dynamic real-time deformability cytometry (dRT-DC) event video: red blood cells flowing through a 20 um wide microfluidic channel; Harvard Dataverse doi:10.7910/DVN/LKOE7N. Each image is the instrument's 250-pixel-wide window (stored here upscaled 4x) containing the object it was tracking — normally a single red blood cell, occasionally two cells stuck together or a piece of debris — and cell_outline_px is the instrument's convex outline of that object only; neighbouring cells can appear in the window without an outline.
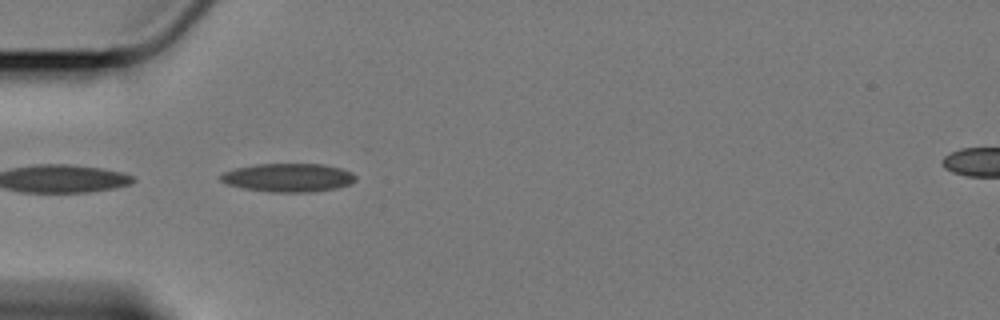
{"species": "Egyptian fruit bat (a non-hibernating species)", "species_latin": "Rousettus aegyptiacus", "temperature_condition": "cold", "stored_images_in_passage": 15, "camera_frame_rate_fps": 3000, "um_per_image_px": 0.085, "animal": {"sex": "female"}, "frame": {"image": 1, "passage_image": 1, "time_ms": 0.0, "image_size_px": [1000, 320], "cell_outline_px": [[356, 180], [348, 184], [336, 188], [308, 192], [272, 192], [244, 188], [228, 184], [220, 180], [220, 176], [224, 172], [236, 168], [256, 164], [324, 164], [340, 168], [352, 172], [356, 176]], "centroid_in_image_um": [24.51, 15.09], "position_along_channel_um": 60.5, "area_um2": 22.2}}
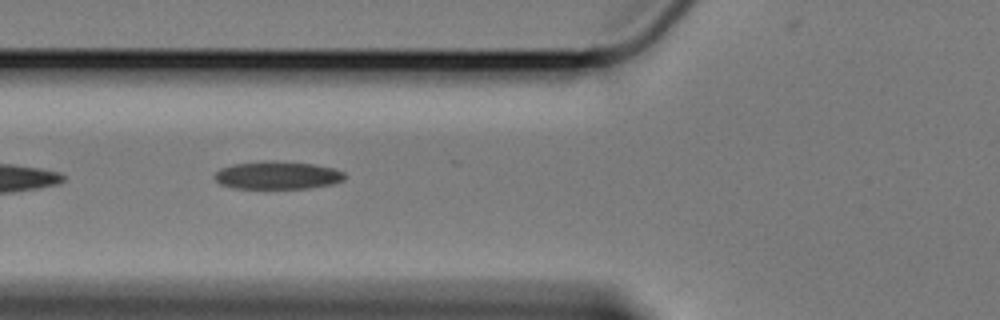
{"frame": {"image": 2, "passage_image": 5, "time_ms": 1.333, "image_size_px": [1000, 320], "cell_outline_px": [[348, 176], [344, 180], [332, 184], [308, 188], [232, 188], [220, 184], [212, 176], [220, 168], [232, 164], [264, 160], [272, 160], [312, 164], [332, 168], [344, 172]], "centroid_in_image_um": [23.56, 14.89], "position_along_channel_um": 102.2, "area_um2": 21.33}}